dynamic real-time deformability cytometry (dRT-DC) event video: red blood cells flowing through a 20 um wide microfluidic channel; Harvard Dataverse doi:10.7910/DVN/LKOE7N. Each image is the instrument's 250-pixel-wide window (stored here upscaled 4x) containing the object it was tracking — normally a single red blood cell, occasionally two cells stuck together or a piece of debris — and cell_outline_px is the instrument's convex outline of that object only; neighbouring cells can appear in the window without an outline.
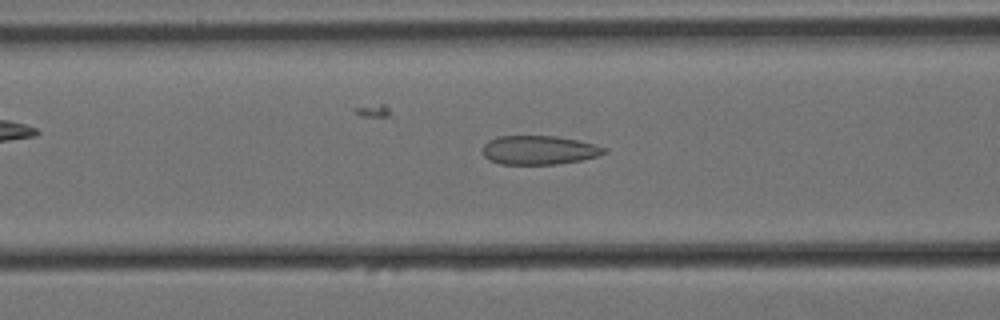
{"species": "Egyptian fruit bat (a non-hibernating species)", "species_latin": "Rousettus aegyptiacus", "temperature_condition": "cold", "stored_images_in_passage": 58, "camera_frame_rate_fps": 3000, "um_per_image_px": 0.085, "animal": {"sex": "female"}, "frame": {"image": 1, "passage_image": 21, "time_ms": 6.667, "image_size_px": [1000, 320], "cell_outline_px": [[608, 152], [596, 156], [580, 160], [560, 164], [500, 164], [484, 156], [484, 144], [488, 140], [496, 136], [556, 136], [596, 144], [608, 148]], "centroid_in_image_um": [45.85, 12.75], "position_along_channel_um": 120.7, "area_um2": 20.46}}
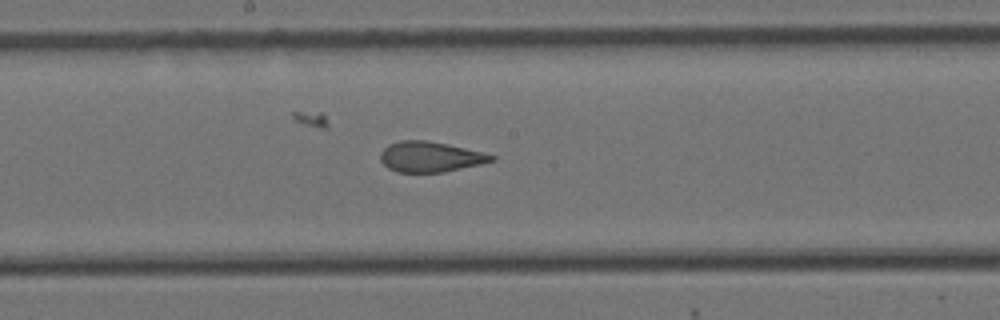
{"frame": {"image": 2, "passage_image": 29, "time_ms": 9.333, "image_size_px": [1000, 320], "cell_outline_px": [[496, 160], [480, 164], [444, 172], [396, 172], [388, 168], [380, 160], [380, 152], [388, 144], [400, 140], [424, 140], [448, 144], [496, 156]], "centroid_in_image_um": [36.53, 13.33], "position_along_channel_um": 211.7, "area_um2": 19.59}}
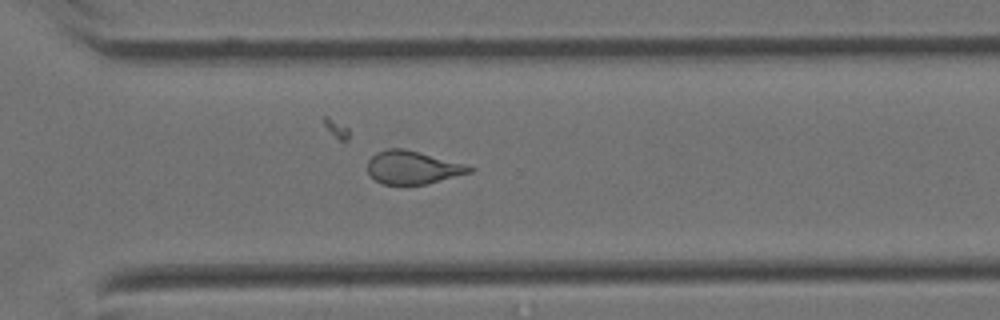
{"frame": {"image": 3, "passage_image": 40, "time_ms": 13.0, "image_size_px": [1000, 320], "cell_outline_px": [[476, 168], [472, 172], [424, 184], [380, 184], [368, 172], [368, 160], [376, 152], [388, 148], [404, 148], [468, 164]], "centroid_in_image_um": [35.1, 14.22], "position_along_channel_um": 335.5, "area_um2": 19.71}, "authors_computed_cell_mechanics": {"area_um2": 20.8369, "velocity_mm_per_s": 3.396, "shape_relaxation_time_tau1_ms": null, "shape_relaxation_time_tau2_ms": 1.7358, "deformation_change_tau1": null, "deformation_change_tau2": 0.0992}}